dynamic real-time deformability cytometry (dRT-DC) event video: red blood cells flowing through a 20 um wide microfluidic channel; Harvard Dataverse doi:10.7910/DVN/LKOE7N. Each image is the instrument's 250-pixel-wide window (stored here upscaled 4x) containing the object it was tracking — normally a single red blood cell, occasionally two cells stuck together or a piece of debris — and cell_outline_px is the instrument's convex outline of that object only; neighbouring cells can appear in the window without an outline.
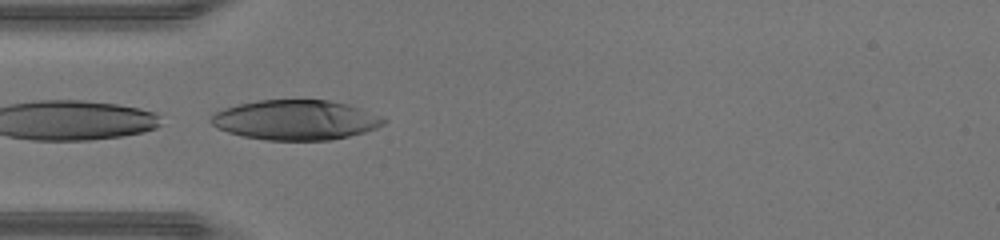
{"species": "human", "species_latin": "Homo sapiens", "temperature_condition": "warm", "stored_images_in_passage": 22, "camera_frame_rate_fps": 3000, "um_per_image_px": 0.085, "donor": {"sex": "male"}, "frame": {"image": 1, "passage_image": 14, "time_ms": 4.333, "image_size_px": [1000, 240], "cell_outline_px": [[388, 120], [384, 124], [376, 128], [364, 132], [332, 140], [264, 140], [244, 136], [228, 132], [216, 128], [208, 120], [216, 112], [224, 108], [236, 104], [260, 100], [328, 100], [348, 104], [384, 116]], "centroid_in_image_um": [25.14, 10.19], "position_along_channel_um": 59.9, "area_um2": 40.34}}
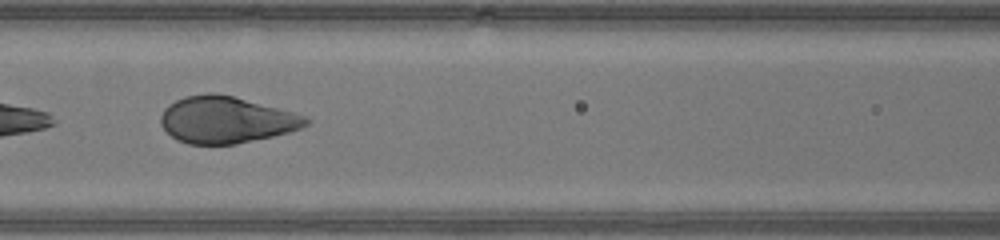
{"frame": {"image": 2, "passage_image": 20, "time_ms": 6.333, "image_size_px": [1000, 240], "cell_outline_px": [[312, 120], [308, 124], [300, 128], [288, 132], [272, 136], [236, 144], [188, 144], [176, 140], [160, 124], [160, 116], [164, 108], [168, 104], [184, 96], [208, 92], [216, 92], [232, 96], [308, 116]], "centroid_in_image_um": [19.2, 10.18], "position_along_channel_um": 147.4, "area_um2": 39.54}}